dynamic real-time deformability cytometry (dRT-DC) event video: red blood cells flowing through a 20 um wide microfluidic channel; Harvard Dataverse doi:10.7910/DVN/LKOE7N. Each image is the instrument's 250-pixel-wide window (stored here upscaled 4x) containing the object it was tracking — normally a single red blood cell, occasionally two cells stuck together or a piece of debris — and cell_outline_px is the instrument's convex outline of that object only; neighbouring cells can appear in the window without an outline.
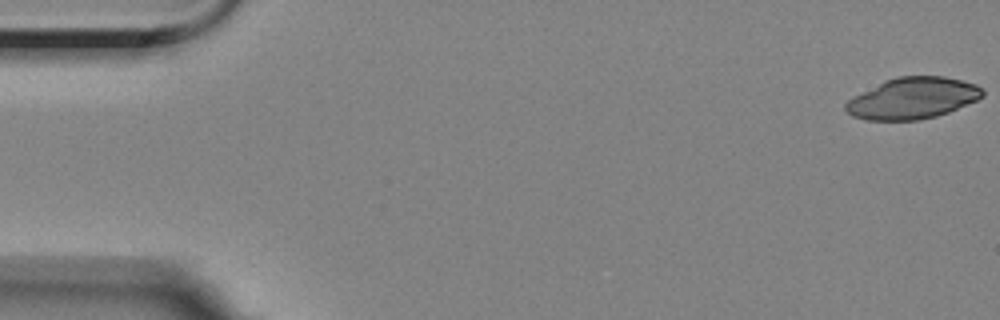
{"species": "Egyptian fruit bat (a non-hibernating species)", "species_latin": "Rousettus aegyptiacus", "temperature_condition": "room temperature", "stored_images_in_passage": 7, "camera_frame_rate_fps": 3000, "um_per_image_px": 0.085, "animal": {"sex": "female"}, "frame": {"image": 1, "passage_image": 1, "time_ms": 0.0, "image_size_px": [1000, 320], "cell_outline_px": [[984, 96], [976, 100], [948, 112], [936, 116], [920, 120], [864, 120], [852, 116], [844, 108], [844, 104], [852, 96], [884, 80], [900, 76], [944, 76], [976, 84], [984, 88]], "centroid_in_image_um": [77.55, 8.35], "position_along_channel_um": 7.4, "area_um2": 33.12}}